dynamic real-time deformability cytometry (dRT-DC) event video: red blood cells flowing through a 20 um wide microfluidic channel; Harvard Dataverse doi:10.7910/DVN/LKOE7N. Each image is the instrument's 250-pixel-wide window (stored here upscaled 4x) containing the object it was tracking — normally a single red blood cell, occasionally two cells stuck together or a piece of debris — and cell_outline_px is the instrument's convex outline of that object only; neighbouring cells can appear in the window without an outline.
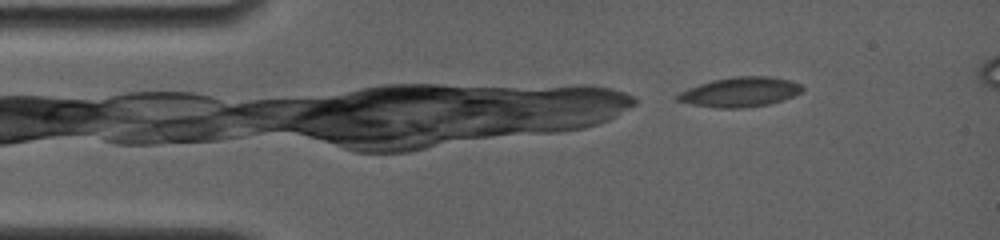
{"species": "common noctule bat (a hibernating species)", "species_latin": "Nyctalus noctula", "temperature_condition": "room temperature", "stored_images_in_passage": 4, "camera_frame_rate_fps": 4000, "um_per_image_px": 0.085, "animal": {"sex": "female", "body_mass_g": 19.0, "forearm_length_mm": 56.7}, "frame": {"image": 1, "passage_image": 1, "time_ms": 0.0, "image_size_px": [1000, 240], "cell_outline_px": [[804, 88], [800, 92], [784, 100], [768, 104], [744, 108], [716, 108], [692, 104], [676, 100], [672, 96], [688, 88], [712, 80], [736, 76], [768, 76], [788, 80], [800, 84]], "centroid_in_image_um": [62.87, 7.83], "position_along_channel_um": 22.1, "area_um2": 21.56}}
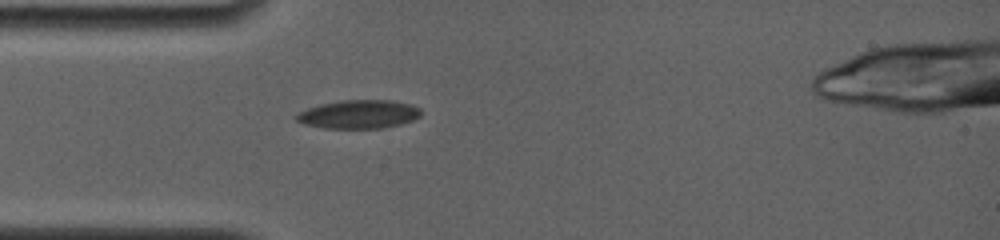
{"frame": {"image": 2, "passage_image": 4, "time_ms": 2.5, "image_size_px": [1000, 240], "cell_outline_px": [[420, 116], [412, 120], [400, 124], [384, 128], [324, 128], [304, 124], [296, 120], [296, 112], [320, 104], [340, 100], [392, 100], [412, 104], [420, 108]], "centroid_in_image_um": [30.49, 9.7], "position_along_channel_um": 54.5, "area_um2": 20.81}}